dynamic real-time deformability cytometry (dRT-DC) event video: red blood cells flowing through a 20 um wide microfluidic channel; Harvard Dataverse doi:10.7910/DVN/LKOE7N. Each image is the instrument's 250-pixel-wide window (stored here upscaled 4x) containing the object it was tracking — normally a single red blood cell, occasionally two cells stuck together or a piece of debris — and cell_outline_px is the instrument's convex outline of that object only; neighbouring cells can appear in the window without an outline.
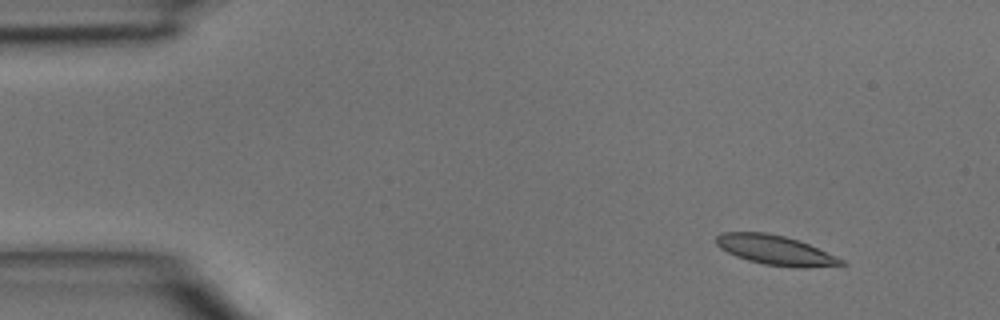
{"species": "common noctule bat (a hibernating species)", "species_latin": "Nyctalus noctula", "temperature_condition": "room temperature", "stored_images_in_passage": 4, "camera_frame_rate_fps": 3000, "um_per_image_px": 0.085, "animal": {"sex": "male", "body_mass_g": 15.6}, "frame": {"image": 1, "passage_image": 2, "time_ms": 0.333, "image_size_px": [1000, 320], "cell_outline_px": [[848, 264], [804, 268], [764, 264], [748, 260], [736, 256], [720, 248], [716, 244], [716, 236], [720, 232], [768, 232], [784, 236], [808, 244], [844, 260]], "centroid_in_image_um": [65.88, 21.25], "position_along_channel_um": 19.1, "area_um2": 21.33}}
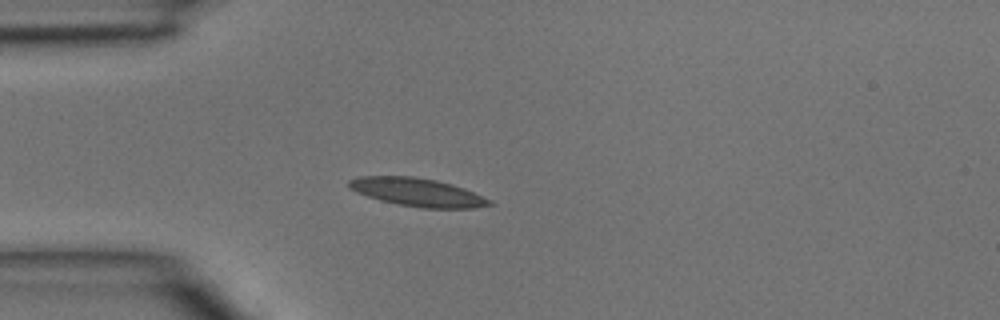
{"frame": {"image": 2, "passage_image": 4, "time_ms": 1.0, "image_size_px": [1000, 320], "cell_outline_px": [[496, 204], [472, 208], [420, 208], [396, 204], [380, 200], [356, 192], [348, 188], [348, 180], [360, 176], [412, 176], [436, 180], [452, 184], [464, 188], [492, 200]], "centroid_in_image_um": [35.48, 16.34], "position_along_channel_um": 49.5, "area_um2": 23.24}}